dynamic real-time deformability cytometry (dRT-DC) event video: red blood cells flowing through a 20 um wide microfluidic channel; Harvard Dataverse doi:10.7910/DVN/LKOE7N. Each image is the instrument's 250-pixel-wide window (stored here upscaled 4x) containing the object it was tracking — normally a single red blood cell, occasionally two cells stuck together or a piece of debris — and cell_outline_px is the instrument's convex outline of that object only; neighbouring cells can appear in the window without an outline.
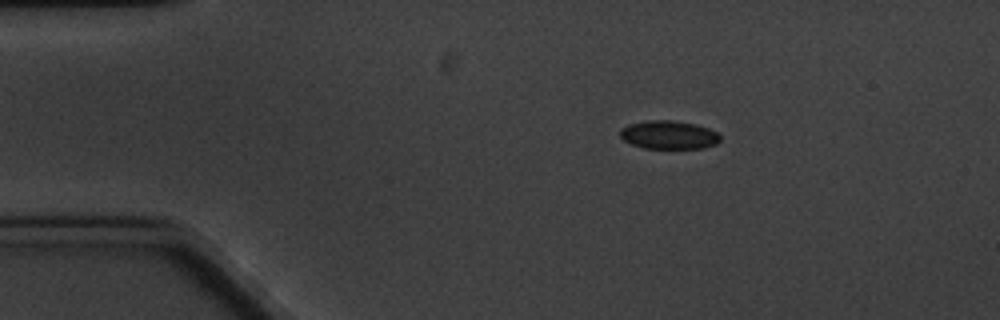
{"species": "common noctule bat (a hibernating species)", "species_latin": "Nyctalus noctula", "temperature_condition": "cold", "stored_images_in_passage": 2, "camera_frame_rate_fps": 3000, "um_per_image_px": 0.085, "animal": {"sex": "male", "body_mass_g": 20.1, "forearm_length_mm": 53.5}, "frame": {"image": 1, "passage_image": 1, "time_ms": 0.0, "image_size_px": [1000, 320], "cell_outline_px": [[720, 140], [716, 144], [704, 148], [644, 148], [632, 144], [624, 140], [620, 136], [620, 128], [628, 124], [648, 120], [672, 120], [696, 124], [708, 128], [716, 132], [720, 136]], "centroid_in_image_um": [56.84, 11.46], "position_along_channel_um": 28.2, "area_um2": 16.59}}